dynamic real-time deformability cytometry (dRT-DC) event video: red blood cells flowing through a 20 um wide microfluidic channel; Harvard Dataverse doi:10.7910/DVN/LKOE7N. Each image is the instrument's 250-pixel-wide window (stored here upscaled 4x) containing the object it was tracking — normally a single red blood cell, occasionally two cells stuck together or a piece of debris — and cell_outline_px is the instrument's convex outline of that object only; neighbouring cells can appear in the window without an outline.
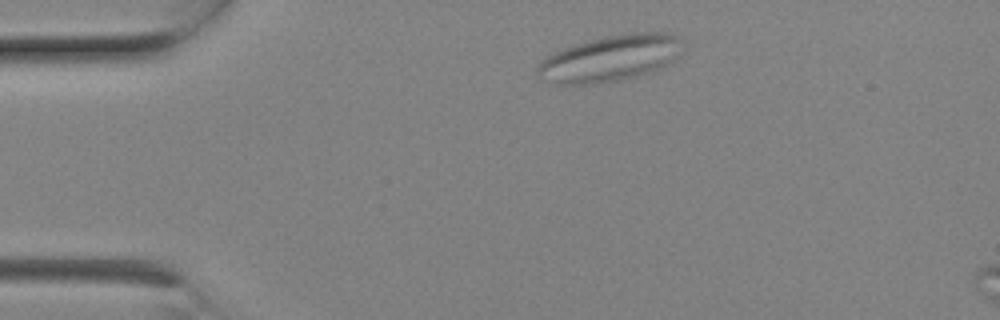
{"species": "Egyptian fruit bat (a non-hibernating species)", "species_latin": "Rousettus aegyptiacus", "temperature_condition": "room temperature", "stored_images_in_passage": 4, "segment_of_instrument_passage": [1, 2], "camera_frame_rate_fps": 3000, "um_per_image_px": 0.085, "animal": {"sex": "female"}, "frame": {"image": 1, "passage_image": 1, "time_ms": 0.0, "image_size_px": [1000, 320], "cell_outline_px": [[680, 40], [672, 60], [668, 64], [652, 72], [620, 80], [596, 84], [556, 84], [540, 80], [536, 72], [536, 68], [548, 56], [564, 48], [584, 40], [604, 36], [628, 32], [668, 32], [676, 36]], "centroid_in_image_um": [51.79, 4.96], "position_along_channel_um": 33.2, "area_um2": 38.84}}